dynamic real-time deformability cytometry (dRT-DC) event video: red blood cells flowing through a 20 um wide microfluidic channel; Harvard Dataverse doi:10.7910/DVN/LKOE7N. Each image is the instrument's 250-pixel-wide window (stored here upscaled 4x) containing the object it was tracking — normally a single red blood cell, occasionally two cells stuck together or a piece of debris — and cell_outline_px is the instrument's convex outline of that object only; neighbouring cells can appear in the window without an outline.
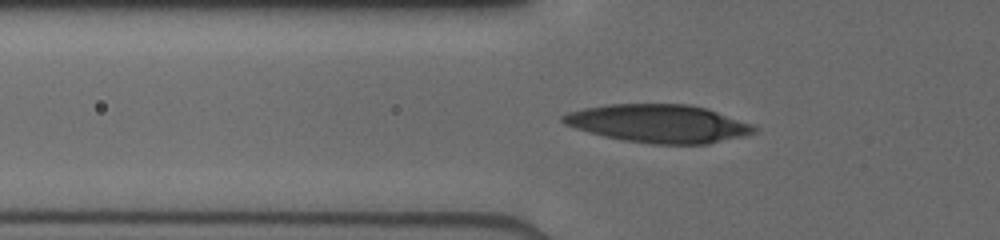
{"species": "human", "species_latin": "Homo sapiens", "temperature_condition": "cold", "stored_images_in_passage": 26, "camera_frame_rate_fps": 3000, "um_per_image_px": 0.085, "donor": {"sex": "male"}, "frame": {"image": 1, "passage_image": 3, "time_ms": 0.667, "image_size_px": [1000, 240], "cell_outline_px": [[756, 132], [708, 144], [652, 144], [624, 140], [604, 136], [588, 132], [564, 124], [560, 120], [560, 116], [568, 112], [584, 108], [608, 104], [688, 104], [708, 108], [756, 124]], "centroid_in_image_um": [56.0, 10.49], "position_along_channel_um": 69.8, "area_um2": 42.66}}
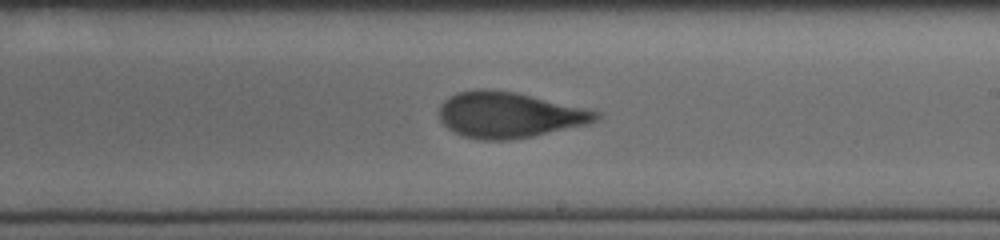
{"frame": {"image": 2, "passage_image": 13, "time_ms": 5.0, "image_size_px": [1000, 240], "cell_outline_px": [[600, 116], [596, 120], [588, 124], [532, 136], [512, 140], [480, 140], [464, 136], [448, 128], [440, 120], [440, 104], [444, 100], [456, 92], [476, 88], [484, 88], [516, 92], [584, 108], [600, 112]], "centroid_in_image_um": [43.24, 9.76], "position_along_channel_um": 245.8, "area_um2": 41.73}}
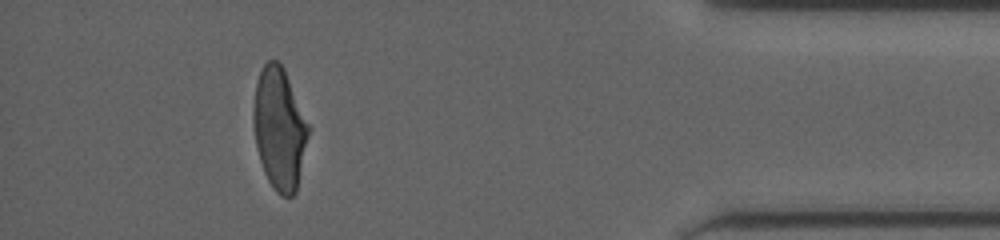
{"frame": {"image": 3, "passage_image": 23, "time_ms": 10.0, "image_size_px": [1000, 240], "cell_outline_px": [[312, 128], [296, 192], [292, 196], [280, 196], [272, 188], [264, 172], [260, 160], [256, 144], [252, 120], [252, 112], [256, 84], [260, 72], [264, 64], [268, 60], [276, 60], [284, 68]], "centroid_in_image_um": [23.78, 10.95], "position_along_channel_um": 411.4, "area_um2": 39.77}}